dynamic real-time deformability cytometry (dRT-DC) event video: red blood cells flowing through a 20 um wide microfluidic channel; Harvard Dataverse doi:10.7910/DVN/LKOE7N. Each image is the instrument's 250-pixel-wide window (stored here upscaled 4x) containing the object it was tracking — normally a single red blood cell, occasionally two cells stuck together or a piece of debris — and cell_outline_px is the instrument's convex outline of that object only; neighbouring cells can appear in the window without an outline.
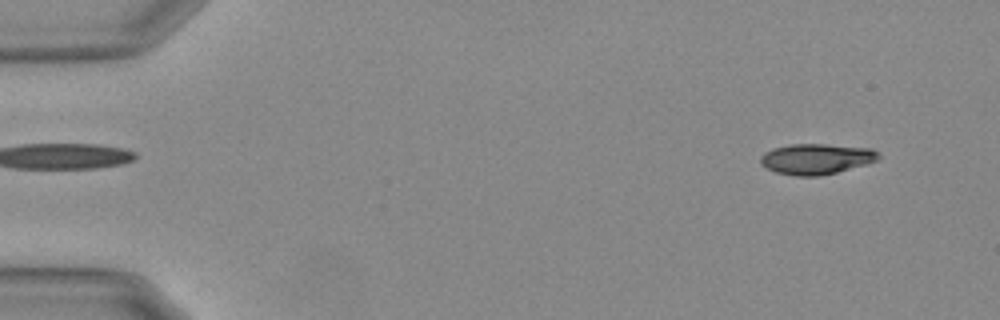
{"species": "Egyptian fruit bat (a non-hibernating species)", "species_latin": "Rousettus aegyptiacus", "temperature_condition": "warm", "stored_images_in_passage": 14, "camera_frame_rate_fps": 3000, "um_per_image_px": 0.085, "animal": {"sex": "female"}, "frame": {"image": 1, "passage_image": 4, "time_ms": 1.0, "image_size_px": [1000, 320], "cell_outline_px": [[880, 160], [868, 164], [820, 176], [796, 176], [776, 172], [760, 164], [760, 156], [764, 152], [772, 148], [788, 144], [824, 144], [872, 148], [880, 152]], "centroid_in_image_um": [69.41, 13.5], "position_along_channel_um": 15.6, "area_um2": 21.33}}